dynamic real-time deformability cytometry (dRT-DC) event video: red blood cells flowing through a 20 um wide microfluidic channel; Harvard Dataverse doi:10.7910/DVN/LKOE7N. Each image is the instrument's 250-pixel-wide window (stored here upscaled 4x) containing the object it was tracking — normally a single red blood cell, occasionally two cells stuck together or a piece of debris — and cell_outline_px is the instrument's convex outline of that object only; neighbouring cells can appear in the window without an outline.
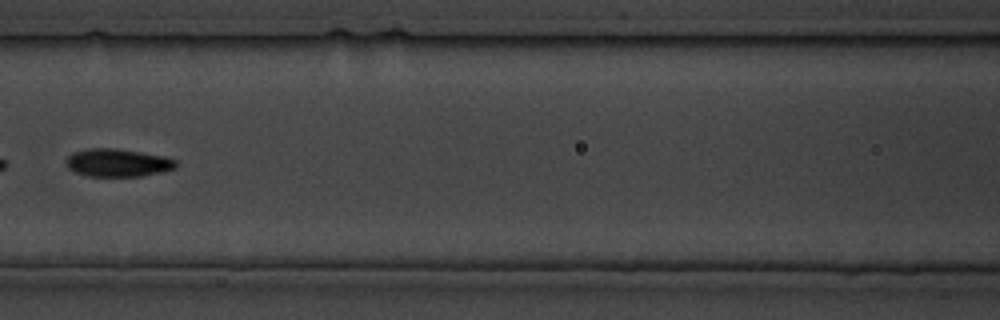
{"species": "common noctule bat (a hibernating species)", "species_latin": "Nyctalus noctula", "temperature_condition": "cold", "stored_images_in_passage": 10, "camera_frame_rate_fps": 3000, "um_per_image_px": 0.085, "animal": {"sex": "male", "body_mass_g": 19.5, "forearm_length_mm": 54.6}, "frame": {"image": 1, "passage_image": 7, "time_ms": 6.667, "image_size_px": [1000, 320], "cell_outline_px": [[176, 168], [160, 172], [140, 176], [88, 176], [76, 172], [68, 168], [68, 156], [72, 152], [88, 148], [116, 148], [164, 156], [176, 160]], "centroid_in_image_um": [10.01, 13.82], "position_along_channel_um": 156.6, "area_um2": 17.69}}
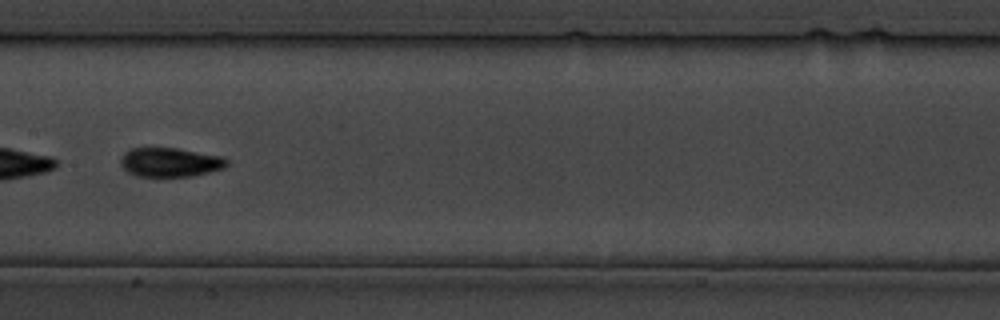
{"frame": {"image": 2, "passage_image": 9, "time_ms": 9.0, "image_size_px": [1000, 320], "cell_outline_px": [[228, 164], [224, 168], [192, 176], [136, 176], [128, 172], [120, 164], [120, 156], [128, 148], [176, 148], [224, 156], [228, 160]], "centroid_in_image_um": [14.45, 13.78], "position_along_channel_um": 193.0, "area_um2": 18.15}}